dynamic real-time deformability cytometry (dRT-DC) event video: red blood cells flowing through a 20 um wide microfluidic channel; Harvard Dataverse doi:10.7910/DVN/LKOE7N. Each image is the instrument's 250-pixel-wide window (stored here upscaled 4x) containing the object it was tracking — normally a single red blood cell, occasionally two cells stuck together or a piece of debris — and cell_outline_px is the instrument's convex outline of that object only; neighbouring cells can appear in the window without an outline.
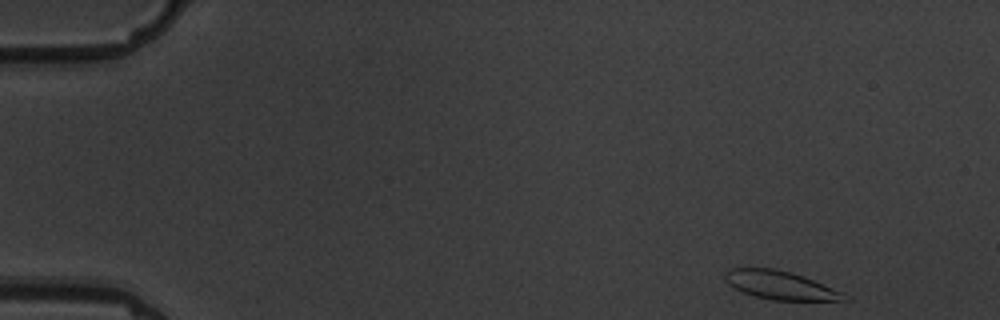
{"species": "common noctule bat (a hibernating species)", "species_latin": "Nyctalus noctula", "temperature_condition": "warm", "stored_images_in_passage": 5, "camera_frame_rate_fps": 3000, "um_per_image_px": 0.085, "animal": {"sex": "male", "body_mass_g": 19.5, "forearm_length_mm": 54.6}, "frame": {"image": 1, "passage_image": 1, "time_ms": 0.0, "image_size_px": [1000, 320], "cell_outline_px": [[848, 300], [772, 300], [756, 296], [744, 292], [728, 284], [724, 280], [724, 272], [728, 268], [776, 268], [792, 272], [804, 276], [844, 292]], "centroid_in_image_um": [66.31, 24.22], "position_along_channel_um": 18.7, "area_um2": 19.77}}